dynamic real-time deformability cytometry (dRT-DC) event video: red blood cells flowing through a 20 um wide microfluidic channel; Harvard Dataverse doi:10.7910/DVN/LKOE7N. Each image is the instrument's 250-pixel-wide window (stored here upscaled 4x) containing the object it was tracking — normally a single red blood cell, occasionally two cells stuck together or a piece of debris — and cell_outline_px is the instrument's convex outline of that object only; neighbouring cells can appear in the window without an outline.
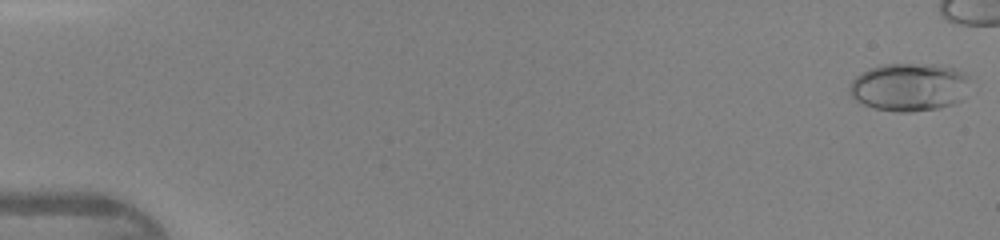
{"species": "human", "species_latin": "Homo sapiens", "temperature_condition": "warm", "stored_images_in_passage": 38, "camera_frame_rate_fps": 3000, "um_per_image_px": 0.085, "donor": {"sex": "female"}, "frame": {"image": 1, "passage_image": 1, "time_ms": 0.0, "image_size_px": [1000, 240], "cell_outline_px": [[976, 92], [964, 100], [952, 104], [936, 108], [912, 112], [896, 112], [876, 108], [864, 104], [856, 100], [848, 92], [848, 88], [852, 80], [856, 76], [868, 68], [884, 64], [936, 64], [956, 68], [972, 76]], "centroid_in_image_um": [77.46, 7.39], "position_along_channel_um": 7.5, "area_um2": 35.08}}
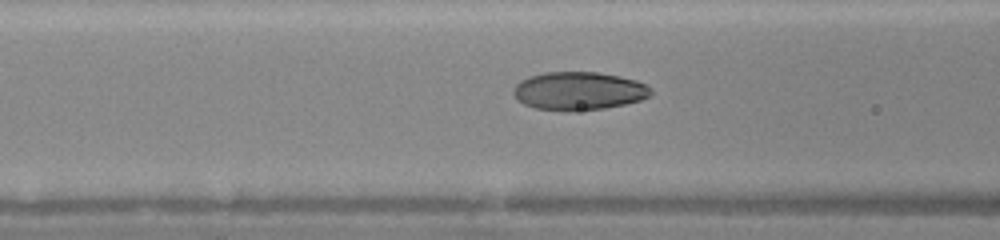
{"frame": {"image": 2, "passage_image": 19, "time_ms": 6.0, "image_size_px": [1000, 240], "cell_outline_px": [[652, 92], [648, 96], [640, 100], [624, 104], [604, 108], [572, 112], [536, 108], [524, 104], [516, 100], [512, 92], [512, 88], [520, 80], [528, 76], [544, 72], [596, 72], [620, 76], [636, 80], [648, 84], [652, 88]], "centroid_in_image_um": [49.17, 7.73], "position_along_channel_um": 117.4, "area_um2": 30.98}}
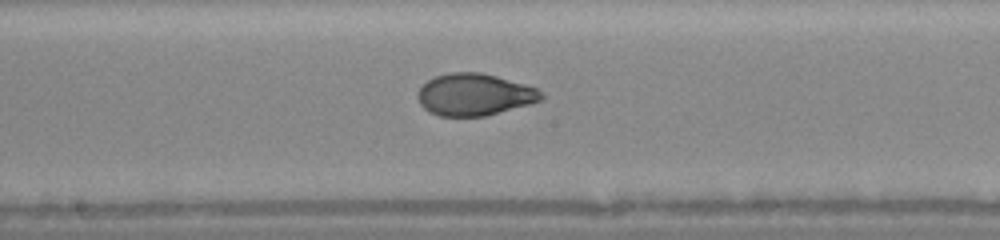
{"frame": {"image": 3, "passage_image": 25, "time_ms": 8.0, "image_size_px": [1000, 240], "cell_outline_px": [[544, 96], [540, 100], [528, 104], [484, 116], [440, 116], [428, 112], [420, 104], [416, 96], [416, 92], [428, 80], [436, 76], [448, 72], [480, 72], [496, 76], [524, 84], [536, 88], [544, 92]], "centroid_in_image_um": [40.29, 8.03], "position_along_channel_um": 207.9, "area_um2": 30.11}}